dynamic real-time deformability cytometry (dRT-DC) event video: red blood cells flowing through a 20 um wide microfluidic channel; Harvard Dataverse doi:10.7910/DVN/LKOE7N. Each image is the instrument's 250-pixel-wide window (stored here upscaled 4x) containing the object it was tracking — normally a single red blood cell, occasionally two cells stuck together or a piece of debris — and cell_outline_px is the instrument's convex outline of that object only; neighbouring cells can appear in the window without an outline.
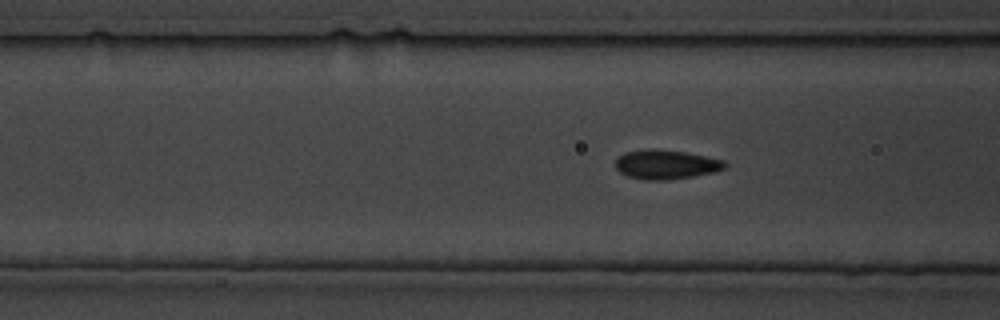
{"species": "common noctule bat (a hibernating species)", "species_latin": "Nyctalus noctula", "temperature_condition": "cold", "stored_images_in_passage": 128, "camera_frame_rate_fps": 3000, "um_per_image_px": 0.085, "animal": {"sex": "male", "body_mass_g": 19.5, "forearm_length_mm": 54.6}, "frame": {"image": 1, "passage_image": 50, "time_ms": 16.333, "image_size_px": [1000, 320], "cell_outline_px": [[728, 168], [712, 172], [692, 176], [668, 180], [644, 180], [628, 176], [620, 172], [616, 168], [616, 156], [624, 152], [648, 148], [656, 148], [684, 152], [724, 160], [728, 164]], "centroid_in_image_um": [56.59, 13.97], "position_along_channel_um": 110.0, "area_um2": 18.84}}
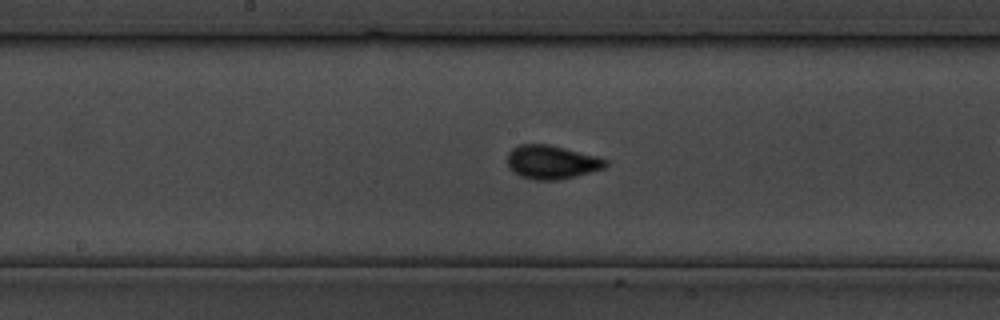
{"frame": {"image": 2, "passage_image": 67, "time_ms": 22.0, "image_size_px": [1000, 320], "cell_outline_px": [[608, 164], [604, 168], [576, 176], [560, 180], [532, 180], [520, 176], [512, 172], [508, 168], [508, 152], [512, 148], [520, 144], [548, 144], [596, 156], [608, 160]], "centroid_in_image_um": [46.86, 13.79], "position_along_channel_um": 201.3, "area_um2": 19.36}}
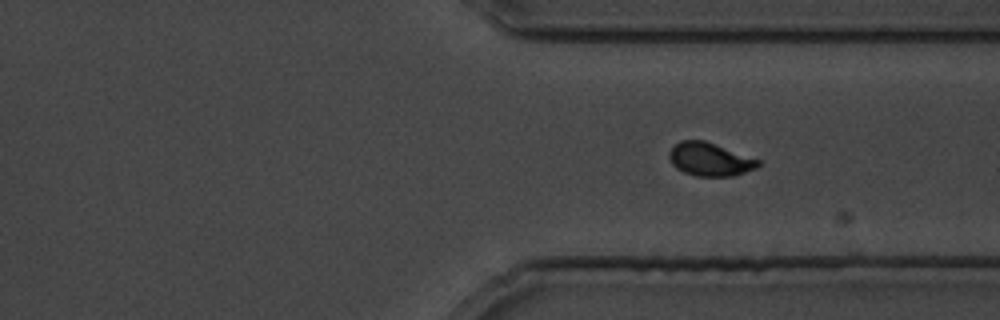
{"frame": {"image": 3, "passage_image": 95, "time_ms": 31.333, "image_size_px": [1000, 320], "cell_outline_px": [[760, 164], [756, 168], [732, 176], [696, 176], [684, 172], [676, 168], [672, 164], [668, 156], [668, 152], [672, 144], [680, 140], [704, 140], [760, 160]], "centroid_in_image_um": [60.28, 13.53], "position_along_channel_um": 351.1, "area_um2": 17.28}}